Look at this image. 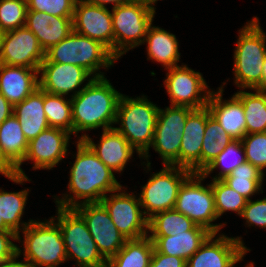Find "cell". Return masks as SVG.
Returning <instances> with one entry per match:
<instances>
[{
	"label": "cell",
	"instance_id": "obj_1",
	"mask_svg": "<svg viewBox=\"0 0 266 267\" xmlns=\"http://www.w3.org/2000/svg\"><path fill=\"white\" fill-rule=\"evenodd\" d=\"M76 159L70 169L68 184L69 193L63 198L55 197L60 208L74 209L85 203H100L107 193L117 191L122 187L114 176V171L107 167L83 141L76 143ZM84 198V199H83ZM83 199V201H78Z\"/></svg>",
	"mask_w": 266,
	"mask_h": 267
},
{
	"label": "cell",
	"instance_id": "obj_2",
	"mask_svg": "<svg viewBox=\"0 0 266 267\" xmlns=\"http://www.w3.org/2000/svg\"><path fill=\"white\" fill-rule=\"evenodd\" d=\"M84 88L71 98L73 133L102 127L113 128L122 95L105 77L87 80Z\"/></svg>",
	"mask_w": 266,
	"mask_h": 267
},
{
	"label": "cell",
	"instance_id": "obj_3",
	"mask_svg": "<svg viewBox=\"0 0 266 267\" xmlns=\"http://www.w3.org/2000/svg\"><path fill=\"white\" fill-rule=\"evenodd\" d=\"M147 96L131 98L121 95L114 127L137 151L139 158L149 159V148L153 142L159 107L149 101Z\"/></svg>",
	"mask_w": 266,
	"mask_h": 267
},
{
	"label": "cell",
	"instance_id": "obj_4",
	"mask_svg": "<svg viewBox=\"0 0 266 267\" xmlns=\"http://www.w3.org/2000/svg\"><path fill=\"white\" fill-rule=\"evenodd\" d=\"M253 19L239 30L234 51L235 84L242 89H263V61L266 55V33Z\"/></svg>",
	"mask_w": 266,
	"mask_h": 267
},
{
	"label": "cell",
	"instance_id": "obj_5",
	"mask_svg": "<svg viewBox=\"0 0 266 267\" xmlns=\"http://www.w3.org/2000/svg\"><path fill=\"white\" fill-rule=\"evenodd\" d=\"M116 60L118 59L101 42L73 31L45 52L42 63L81 66L93 75V78H99L104 77L99 71L100 68L108 69Z\"/></svg>",
	"mask_w": 266,
	"mask_h": 267
},
{
	"label": "cell",
	"instance_id": "obj_6",
	"mask_svg": "<svg viewBox=\"0 0 266 267\" xmlns=\"http://www.w3.org/2000/svg\"><path fill=\"white\" fill-rule=\"evenodd\" d=\"M56 217L46 222H30L24 234V260L33 267H57L67 261L64 240Z\"/></svg>",
	"mask_w": 266,
	"mask_h": 267
},
{
	"label": "cell",
	"instance_id": "obj_7",
	"mask_svg": "<svg viewBox=\"0 0 266 267\" xmlns=\"http://www.w3.org/2000/svg\"><path fill=\"white\" fill-rule=\"evenodd\" d=\"M57 212L67 260H76L78 267H107L83 218L74 209L57 207Z\"/></svg>",
	"mask_w": 266,
	"mask_h": 267
},
{
	"label": "cell",
	"instance_id": "obj_8",
	"mask_svg": "<svg viewBox=\"0 0 266 267\" xmlns=\"http://www.w3.org/2000/svg\"><path fill=\"white\" fill-rule=\"evenodd\" d=\"M155 12L138 0L112 8L114 56L117 59L143 44Z\"/></svg>",
	"mask_w": 266,
	"mask_h": 267
},
{
	"label": "cell",
	"instance_id": "obj_9",
	"mask_svg": "<svg viewBox=\"0 0 266 267\" xmlns=\"http://www.w3.org/2000/svg\"><path fill=\"white\" fill-rule=\"evenodd\" d=\"M204 179L201 173H192L179 188L174 209L212 234H218L225 223H212L218 218L214 194L211 183L207 187L202 185Z\"/></svg>",
	"mask_w": 266,
	"mask_h": 267
},
{
	"label": "cell",
	"instance_id": "obj_10",
	"mask_svg": "<svg viewBox=\"0 0 266 267\" xmlns=\"http://www.w3.org/2000/svg\"><path fill=\"white\" fill-rule=\"evenodd\" d=\"M191 174V170L175 165H164L153 173L139 195L145 217L149 220L157 213L174 209L179 188Z\"/></svg>",
	"mask_w": 266,
	"mask_h": 267
},
{
	"label": "cell",
	"instance_id": "obj_11",
	"mask_svg": "<svg viewBox=\"0 0 266 267\" xmlns=\"http://www.w3.org/2000/svg\"><path fill=\"white\" fill-rule=\"evenodd\" d=\"M193 109L171 105L166 109L159 108L153 142L155 152L159 153L164 165L179 167L181 138L188 114Z\"/></svg>",
	"mask_w": 266,
	"mask_h": 267
},
{
	"label": "cell",
	"instance_id": "obj_12",
	"mask_svg": "<svg viewBox=\"0 0 266 267\" xmlns=\"http://www.w3.org/2000/svg\"><path fill=\"white\" fill-rule=\"evenodd\" d=\"M166 70L168 73H166L167 77L164 84L171 105L191 109H200L207 106L212 91L207 89L208 85L200 72L188 68L187 65Z\"/></svg>",
	"mask_w": 266,
	"mask_h": 267
},
{
	"label": "cell",
	"instance_id": "obj_13",
	"mask_svg": "<svg viewBox=\"0 0 266 267\" xmlns=\"http://www.w3.org/2000/svg\"><path fill=\"white\" fill-rule=\"evenodd\" d=\"M123 188L114 191L110 196L106 195L101 203L108 210L114 225L127 240L147 236L148 219L140 208V200L133 193L122 191Z\"/></svg>",
	"mask_w": 266,
	"mask_h": 267
},
{
	"label": "cell",
	"instance_id": "obj_14",
	"mask_svg": "<svg viewBox=\"0 0 266 267\" xmlns=\"http://www.w3.org/2000/svg\"><path fill=\"white\" fill-rule=\"evenodd\" d=\"M74 210L86 222L100 254L109 261L124 246L127 240L114 225L108 210L100 203H85Z\"/></svg>",
	"mask_w": 266,
	"mask_h": 267
},
{
	"label": "cell",
	"instance_id": "obj_15",
	"mask_svg": "<svg viewBox=\"0 0 266 267\" xmlns=\"http://www.w3.org/2000/svg\"><path fill=\"white\" fill-rule=\"evenodd\" d=\"M211 234L186 261V267H234L250 251L241 237ZM215 238V239H214Z\"/></svg>",
	"mask_w": 266,
	"mask_h": 267
},
{
	"label": "cell",
	"instance_id": "obj_16",
	"mask_svg": "<svg viewBox=\"0 0 266 267\" xmlns=\"http://www.w3.org/2000/svg\"><path fill=\"white\" fill-rule=\"evenodd\" d=\"M44 59L45 51L31 30L24 26L4 32L0 64L39 69Z\"/></svg>",
	"mask_w": 266,
	"mask_h": 267
},
{
	"label": "cell",
	"instance_id": "obj_17",
	"mask_svg": "<svg viewBox=\"0 0 266 267\" xmlns=\"http://www.w3.org/2000/svg\"><path fill=\"white\" fill-rule=\"evenodd\" d=\"M73 31L101 42L114 55V33L111 11L106 7L77 0L73 14Z\"/></svg>",
	"mask_w": 266,
	"mask_h": 267
},
{
	"label": "cell",
	"instance_id": "obj_18",
	"mask_svg": "<svg viewBox=\"0 0 266 267\" xmlns=\"http://www.w3.org/2000/svg\"><path fill=\"white\" fill-rule=\"evenodd\" d=\"M71 134L65 130L49 127L28 142L24 161H34L33 169H52L68 151Z\"/></svg>",
	"mask_w": 266,
	"mask_h": 267
},
{
	"label": "cell",
	"instance_id": "obj_19",
	"mask_svg": "<svg viewBox=\"0 0 266 267\" xmlns=\"http://www.w3.org/2000/svg\"><path fill=\"white\" fill-rule=\"evenodd\" d=\"M38 74L40 76L39 88L47 93L54 95H68L73 92L71 97L76 96L84 87L77 89L81 84L89 79L91 74L81 66L61 63H41Z\"/></svg>",
	"mask_w": 266,
	"mask_h": 267
},
{
	"label": "cell",
	"instance_id": "obj_20",
	"mask_svg": "<svg viewBox=\"0 0 266 267\" xmlns=\"http://www.w3.org/2000/svg\"><path fill=\"white\" fill-rule=\"evenodd\" d=\"M211 116L208 107L193 109L186 118L179 151V167L201 173V148L206 121Z\"/></svg>",
	"mask_w": 266,
	"mask_h": 267
},
{
	"label": "cell",
	"instance_id": "obj_21",
	"mask_svg": "<svg viewBox=\"0 0 266 267\" xmlns=\"http://www.w3.org/2000/svg\"><path fill=\"white\" fill-rule=\"evenodd\" d=\"M79 140H83L96 156L114 172L124 170L135 150L114 127L103 130L98 145L87 134L79 137Z\"/></svg>",
	"mask_w": 266,
	"mask_h": 267
},
{
	"label": "cell",
	"instance_id": "obj_22",
	"mask_svg": "<svg viewBox=\"0 0 266 267\" xmlns=\"http://www.w3.org/2000/svg\"><path fill=\"white\" fill-rule=\"evenodd\" d=\"M73 17L53 16L46 12L27 10L25 27L37 37L46 52L73 32Z\"/></svg>",
	"mask_w": 266,
	"mask_h": 267
},
{
	"label": "cell",
	"instance_id": "obj_23",
	"mask_svg": "<svg viewBox=\"0 0 266 267\" xmlns=\"http://www.w3.org/2000/svg\"><path fill=\"white\" fill-rule=\"evenodd\" d=\"M218 89L211 92L207 107L229 136L242 140L247 134L243 104L235 95L230 100L222 101L223 86Z\"/></svg>",
	"mask_w": 266,
	"mask_h": 267
},
{
	"label": "cell",
	"instance_id": "obj_24",
	"mask_svg": "<svg viewBox=\"0 0 266 267\" xmlns=\"http://www.w3.org/2000/svg\"><path fill=\"white\" fill-rule=\"evenodd\" d=\"M38 70L0 64V93L12 106L39 88Z\"/></svg>",
	"mask_w": 266,
	"mask_h": 267
},
{
	"label": "cell",
	"instance_id": "obj_25",
	"mask_svg": "<svg viewBox=\"0 0 266 267\" xmlns=\"http://www.w3.org/2000/svg\"><path fill=\"white\" fill-rule=\"evenodd\" d=\"M212 233L196 225L192 230L175 236H149L154 248L165 255L188 260Z\"/></svg>",
	"mask_w": 266,
	"mask_h": 267
},
{
	"label": "cell",
	"instance_id": "obj_26",
	"mask_svg": "<svg viewBox=\"0 0 266 267\" xmlns=\"http://www.w3.org/2000/svg\"><path fill=\"white\" fill-rule=\"evenodd\" d=\"M13 114L21 124L22 132L28 142L50 127L44 112V91L40 88L14 105Z\"/></svg>",
	"mask_w": 266,
	"mask_h": 267
},
{
	"label": "cell",
	"instance_id": "obj_27",
	"mask_svg": "<svg viewBox=\"0 0 266 267\" xmlns=\"http://www.w3.org/2000/svg\"><path fill=\"white\" fill-rule=\"evenodd\" d=\"M143 43H147L148 60L161 63L165 69L179 66V44L174 34L151 24Z\"/></svg>",
	"mask_w": 266,
	"mask_h": 267
},
{
	"label": "cell",
	"instance_id": "obj_28",
	"mask_svg": "<svg viewBox=\"0 0 266 267\" xmlns=\"http://www.w3.org/2000/svg\"><path fill=\"white\" fill-rule=\"evenodd\" d=\"M0 147L6 159L17 169V173L26 176L21 165L27 153L28 140L14 114L0 125Z\"/></svg>",
	"mask_w": 266,
	"mask_h": 267
},
{
	"label": "cell",
	"instance_id": "obj_29",
	"mask_svg": "<svg viewBox=\"0 0 266 267\" xmlns=\"http://www.w3.org/2000/svg\"><path fill=\"white\" fill-rule=\"evenodd\" d=\"M154 251L150 237L126 240L124 246L108 262L107 267H148Z\"/></svg>",
	"mask_w": 266,
	"mask_h": 267
},
{
	"label": "cell",
	"instance_id": "obj_30",
	"mask_svg": "<svg viewBox=\"0 0 266 267\" xmlns=\"http://www.w3.org/2000/svg\"><path fill=\"white\" fill-rule=\"evenodd\" d=\"M28 192V188L19 192H6L0 189V222H4L17 235L19 242H21L19 230L22 231L30 222L34 221L30 219L27 223L21 222L27 204Z\"/></svg>",
	"mask_w": 266,
	"mask_h": 267
},
{
	"label": "cell",
	"instance_id": "obj_31",
	"mask_svg": "<svg viewBox=\"0 0 266 267\" xmlns=\"http://www.w3.org/2000/svg\"><path fill=\"white\" fill-rule=\"evenodd\" d=\"M255 92L240 90L234 94L243 104L247 134L266 132V90Z\"/></svg>",
	"mask_w": 266,
	"mask_h": 267
},
{
	"label": "cell",
	"instance_id": "obj_32",
	"mask_svg": "<svg viewBox=\"0 0 266 267\" xmlns=\"http://www.w3.org/2000/svg\"><path fill=\"white\" fill-rule=\"evenodd\" d=\"M264 175V172L246 161L221 180L230 188L250 200V197L257 194V192L259 193L261 191L263 193L262 184Z\"/></svg>",
	"mask_w": 266,
	"mask_h": 267
},
{
	"label": "cell",
	"instance_id": "obj_33",
	"mask_svg": "<svg viewBox=\"0 0 266 267\" xmlns=\"http://www.w3.org/2000/svg\"><path fill=\"white\" fill-rule=\"evenodd\" d=\"M197 224L191 219L176 211L166 210L155 214L148 220V236H175L192 230Z\"/></svg>",
	"mask_w": 266,
	"mask_h": 267
},
{
	"label": "cell",
	"instance_id": "obj_34",
	"mask_svg": "<svg viewBox=\"0 0 266 267\" xmlns=\"http://www.w3.org/2000/svg\"><path fill=\"white\" fill-rule=\"evenodd\" d=\"M234 139L227 134L219 122L211 115L206 121V128L201 148V173Z\"/></svg>",
	"mask_w": 266,
	"mask_h": 267
},
{
	"label": "cell",
	"instance_id": "obj_35",
	"mask_svg": "<svg viewBox=\"0 0 266 267\" xmlns=\"http://www.w3.org/2000/svg\"><path fill=\"white\" fill-rule=\"evenodd\" d=\"M44 112L50 127L73 134L71 99L44 91Z\"/></svg>",
	"mask_w": 266,
	"mask_h": 267
},
{
	"label": "cell",
	"instance_id": "obj_36",
	"mask_svg": "<svg viewBox=\"0 0 266 267\" xmlns=\"http://www.w3.org/2000/svg\"><path fill=\"white\" fill-rule=\"evenodd\" d=\"M244 162H246V155L242 142L241 140H234L219 153L201 174L206 178L219 167L222 170L212 180H221Z\"/></svg>",
	"mask_w": 266,
	"mask_h": 267
},
{
	"label": "cell",
	"instance_id": "obj_37",
	"mask_svg": "<svg viewBox=\"0 0 266 267\" xmlns=\"http://www.w3.org/2000/svg\"><path fill=\"white\" fill-rule=\"evenodd\" d=\"M211 187L214 194L215 209L218 218L226 211H234L239 216L242 214L248 201L247 198L230 188L222 180H212Z\"/></svg>",
	"mask_w": 266,
	"mask_h": 267
},
{
	"label": "cell",
	"instance_id": "obj_38",
	"mask_svg": "<svg viewBox=\"0 0 266 267\" xmlns=\"http://www.w3.org/2000/svg\"><path fill=\"white\" fill-rule=\"evenodd\" d=\"M26 0H0V28L11 31L25 26Z\"/></svg>",
	"mask_w": 266,
	"mask_h": 267
},
{
	"label": "cell",
	"instance_id": "obj_39",
	"mask_svg": "<svg viewBox=\"0 0 266 267\" xmlns=\"http://www.w3.org/2000/svg\"><path fill=\"white\" fill-rule=\"evenodd\" d=\"M241 142L246 161L263 172L266 168V132L246 134Z\"/></svg>",
	"mask_w": 266,
	"mask_h": 267
},
{
	"label": "cell",
	"instance_id": "obj_40",
	"mask_svg": "<svg viewBox=\"0 0 266 267\" xmlns=\"http://www.w3.org/2000/svg\"><path fill=\"white\" fill-rule=\"evenodd\" d=\"M77 0H26L28 10L46 12L53 16L73 17Z\"/></svg>",
	"mask_w": 266,
	"mask_h": 267
},
{
	"label": "cell",
	"instance_id": "obj_41",
	"mask_svg": "<svg viewBox=\"0 0 266 267\" xmlns=\"http://www.w3.org/2000/svg\"><path fill=\"white\" fill-rule=\"evenodd\" d=\"M246 220L248 226H259L266 228V198L261 200L247 201L242 214L240 215Z\"/></svg>",
	"mask_w": 266,
	"mask_h": 267
},
{
	"label": "cell",
	"instance_id": "obj_42",
	"mask_svg": "<svg viewBox=\"0 0 266 267\" xmlns=\"http://www.w3.org/2000/svg\"><path fill=\"white\" fill-rule=\"evenodd\" d=\"M11 240H17L13 231H0V264L17 255V245Z\"/></svg>",
	"mask_w": 266,
	"mask_h": 267
},
{
	"label": "cell",
	"instance_id": "obj_43",
	"mask_svg": "<svg viewBox=\"0 0 266 267\" xmlns=\"http://www.w3.org/2000/svg\"><path fill=\"white\" fill-rule=\"evenodd\" d=\"M148 267H186V260L176 256L162 254L154 248Z\"/></svg>",
	"mask_w": 266,
	"mask_h": 267
},
{
	"label": "cell",
	"instance_id": "obj_44",
	"mask_svg": "<svg viewBox=\"0 0 266 267\" xmlns=\"http://www.w3.org/2000/svg\"><path fill=\"white\" fill-rule=\"evenodd\" d=\"M0 173L11 181L22 184L23 182L30 181L27 176H21L17 173V169L6 159L0 147Z\"/></svg>",
	"mask_w": 266,
	"mask_h": 267
},
{
	"label": "cell",
	"instance_id": "obj_45",
	"mask_svg": "<svg viewBox=\"0 0 266 267\" xmlns=\"http://www.w3.org/2000/svg\"><path fill=\"white\" fill-rule=\"evenodd\" d=\"M13 114V106L0 93V125Z\"/></svg>",
	"mask_w": 266,
	"mask_h": 267
},
{
	"label": "cell",
	"instance_id": "obj_46",
	"mask_svg": "<svg viewBox=\"0 0 266 267\" xmlns=\"http://www.w3.org/2000/svg\"><path fill=\"white\" fill-rule=\"evenodd\" d=\"M22 250L17 246V255H15L12 259L5 261L0 264V267H33L28 261H17V258L20 257Z\"/></svg>",
	"mask_w": 266,
	"mask_h": 267
},
{
	"label": "cell",
	"instance_id": "obj_47",
	"mask_svg": "<svg viewBox=\"0 0 266 267\" xmlns=\"http://www.w3.org/2000/svg\"><path fill=\"white\" fill-rule=\"evenodd\" d=\"M84 1L89 4L100 6V7H106V4L111 3L113 4V8H115L119 5H123L129 2L130 0H84Z\"/></svg>",
	"mask_w": 266,
	"mask_h": 267
},
{
	"label": "cell",
	"instance_id": "obj_48",
	"mask_svg": "<svg viewBox=\"0 0 266 267\" xmlns=\"http://www.w3.org/2000/svg\"><path fill=\"white\" fill-rule=\"evenodd\" d=\"M138 1H141L145 6L155 11L154 3H156L158 0H138Z\"/></svg>",
	"mask_w": 266,
	"mask_h": 267
},
{
	"label": "cell",
	"instance_id": "obj_49",
	"mask_svg": "<svg viewBox=\"0 0 266 267\" xmlns=\"http://www.w3.org/2000/svg\"><path fill=\"white\" fill-rule=\"evenodd\" d=\"M263 90H266V55L263 61Z\"/></svg>",
	"mask_w": 266,
	"mask_h": 267
},
{
	"label": "cell",
	"instance_id": "obj_50",
	"mask_svg": "<svg viewBox=\"0 0 266 267\" xmlns=\"http://www.w3.org/2000/svg\"><path fill=\"white\" fill-rule=\"evenodd\" d=\"M0 231H11L4 222H0Z\"/></svg>",
	"mask_w": 266,
	"mask_h": 267
},
{
	"label": "cell",
	"instance_id": "obj_51",
	"mask_svg": "<svg viewBox=\"0 0 266 267\" xmlns=\"http://www.w3.org/2000/svg\"><path fill=\"white\" fill-rule=\"evenodd\" d=\"M3 35H4V31L0 28V52H1Z\"/></svg>",
	"mask_w": 266,
	"mask_h": 267
},
{
	"label": "cell",
	"instance_id": "obj_52",
	"mask_svg": "<svg viewBox=\"0 0 266 267\" xmlns=\"http://www.w3.org/2000/svg\"><path fill=\"white\" fill-rule=\"evenodd\" d=\"M246 267H254V263L251 262L250 264H248Z\"/></svg>",
	"mask_w": 266,
	"mask_h": 267
}]
</instances>
